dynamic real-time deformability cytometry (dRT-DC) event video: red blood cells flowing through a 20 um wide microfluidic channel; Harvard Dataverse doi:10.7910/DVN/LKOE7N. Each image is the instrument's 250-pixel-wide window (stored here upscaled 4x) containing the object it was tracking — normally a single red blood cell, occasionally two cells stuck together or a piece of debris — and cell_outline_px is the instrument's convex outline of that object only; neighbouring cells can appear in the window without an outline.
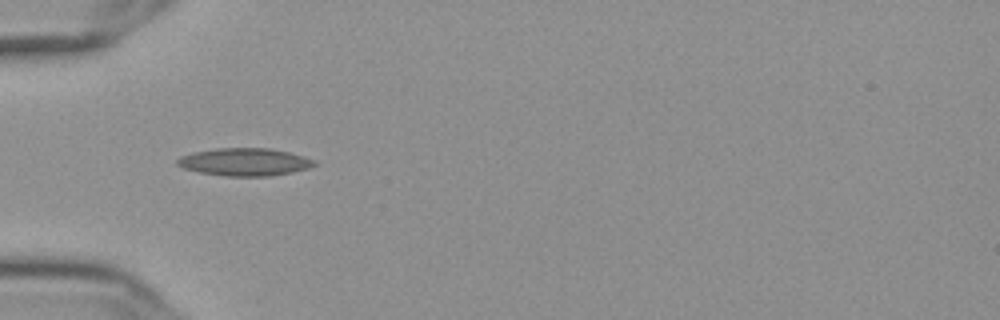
{"species": "Egyptian fruit bat (a non-hibernating species)", "species_latin": "Rousettus aegyptiacus", "temperature_condition": "cold", "stored_images_in_passage": 39, "camera_frame_rate_fps": 3000, "um_per_image_px": 0.085, "frame": {"image": 1, "passage_image": 1, "time_ms": 0.0, "image_size_px": [1000, 320], "cell_outline_px": [[316, 164], [308, 168], [292, 172], [272, 176], [224, 176], [200, 172], [184, 168], [176, 164], [176, 160], [180, 156], [196, 152], [220, 148], [268, 148], [288, 152], [304, 156], [312, 160]], "centroid_in_image_um": [20.78, 13.77], "position_along_channel_um": 64.2, "area_um2": 21.85}}
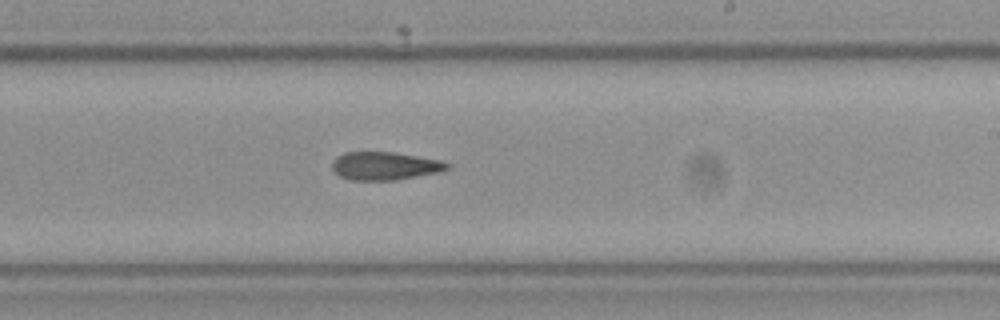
{"frame": {"image": 2, "passage_image": 17, "time_ms": 5.333, "image_size_px": [1000, 320], "cell_outline_px": [[452, 164], [448, 168], [440, 172], [396, 180], [352, 180], [340, 176], [332, 168], [332, 160], [336, 156], [344, 152], [396, 152], [440, 160]], "centroid_in_image_um": [32.72, 14.09], "position_along_channel_um": 256.3, "area_um2": 18.96}}
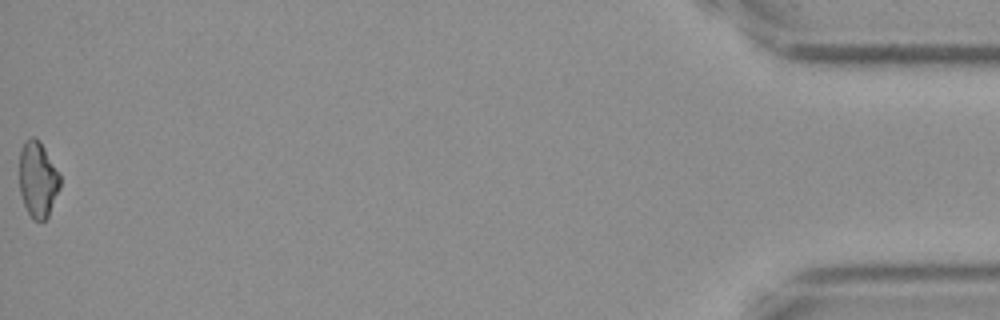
{"frame": {"image": 3, "passage_image": 39, "time_ms": 12.667, "image_size_px": [1000, 320], "cell_outline_px": [[60, 188], [48, 216], [44, 220], [32, 220], [24, 204], [20, 192], [20, 148], [32, 136], [36, 136], [40, 140], [60, 176]], "centroid_in_image_um": [3.21, 15.25], "position_along_channel_um": 432.0, "area_um2": 17.8}}